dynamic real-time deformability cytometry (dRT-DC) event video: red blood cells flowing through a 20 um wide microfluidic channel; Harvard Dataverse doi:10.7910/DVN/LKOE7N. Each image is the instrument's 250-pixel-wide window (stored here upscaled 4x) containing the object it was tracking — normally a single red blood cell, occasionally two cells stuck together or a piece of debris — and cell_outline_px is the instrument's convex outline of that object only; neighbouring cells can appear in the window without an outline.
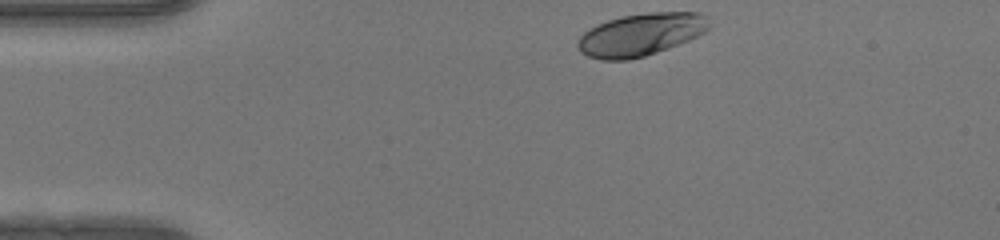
{"species": "human", "species_latin": "Homo sapiens", "temperature_condition": "warm", "stored_images_in_passage": 33, "camera_frame_rate_fps": 3000, "um_per_image_px": 0.085, "donor": {"sex": "female"}, "frame": {"image": 1, "passage_image": 1, "time_ms": 0.0, "image_size_px": [1000, 240], "cell_outline_px": [[712, 24], [704, 32], [688, 40], [668, 48], [644, 56], [628, 60], [600, 60], [588, 56], [580, 52], [576, 44], [580, 36], [584, 32], [608, 20], [620, 16], [648, 12], [700, 12], [708, 16]], "centroid_in_image_um": [54.49, 2.93], "position_along_channel_um": 30.5, "area_um2": 32.6}}
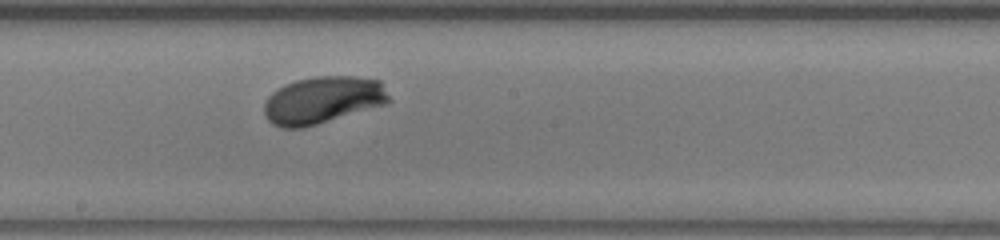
{"frame": {"image": 2, "passage_image": 19, "time_ms": 6.0, "image_size_px": [1000, 240], "cell_outline_px": [[392, 100], [388, 104], [316, 124], [300, 128], [280, 128], [272, 124], [264, 116], [264, 104], [268, 96], [272, 92], [296, 80], [316, 76], [356, 76], [380, 80]], "centroid_in_image_um": [27.46, 8.5], "position_along_channel_um": 220.7, "area_um2": 34.45}}
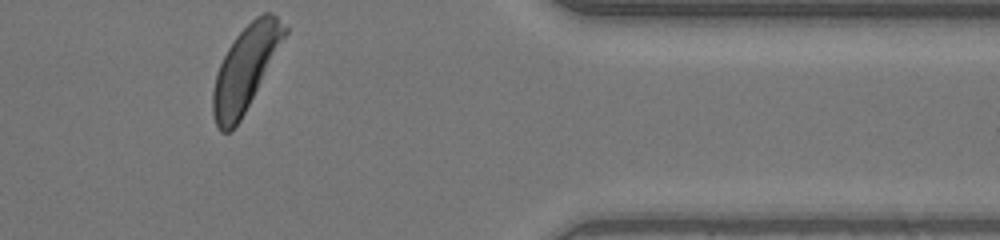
{"frame": {"image": 3, "passage_image": 33, "time_ms": 10.667, "image_size_px": [1000, 240], "cell_outline_px": [[288, 32], [240, 120], [228, 132], [220, 132], [216, 124], [212, 112], [212, 92], [216, 76], [220, 64], [228, 48], [236, 36], [256, 16], [264, 12], [272, 12], [288, 28]], "centroid_in_image_um": [20.86, 5.8], "position_along_channel_um": 390.5, "area_um2": 34.33}, "authors_computed_cell_mechanics": {"area_um2": 33.1772, "velocity_mm_per_s": 4.138, "shape_relaxation_time_tau1_ms": 1.7274, "shape_relaxation_time_tau2_ms": null, "deformation_change_tau1": 0.1309, "deformation_change_tau2": null}}